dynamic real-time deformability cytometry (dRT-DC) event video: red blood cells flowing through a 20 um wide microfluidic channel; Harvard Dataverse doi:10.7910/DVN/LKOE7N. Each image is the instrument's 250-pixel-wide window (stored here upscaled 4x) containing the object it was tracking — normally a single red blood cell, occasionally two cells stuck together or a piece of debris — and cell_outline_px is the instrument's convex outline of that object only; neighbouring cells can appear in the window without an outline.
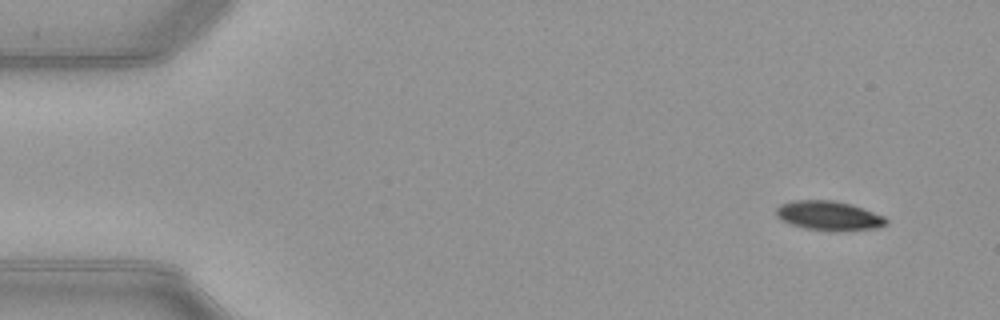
{"species": "common noctule bat (a hibernating species)", "species_latin": "Nyctalus noctula", "temperature_condition": "warm", "stored_images_in_passage": 51, "camera_frame_rate_fps": 3000, "um_per_image_px": 0.085, "animal": {"sex": "female", "body_mass_g": 21.9}, "frame": {"image": 1, "passage_image": 3, "time_ms": 0.667, "image_size_px": [1000, 320], "cell_outline_px": [[888, 224], [880, 228], [844, 232], [832, 232], [804, 228], [780, 220], [776, 216], [776, 208], [780, 204], [792, 200], [832, 200], [848, 204], [884, 216], [888, 220]], "centroid_in_image_um": [70.45, 18.36], "position_along_channel_um": 14.5, "area_um2": 19.13}}
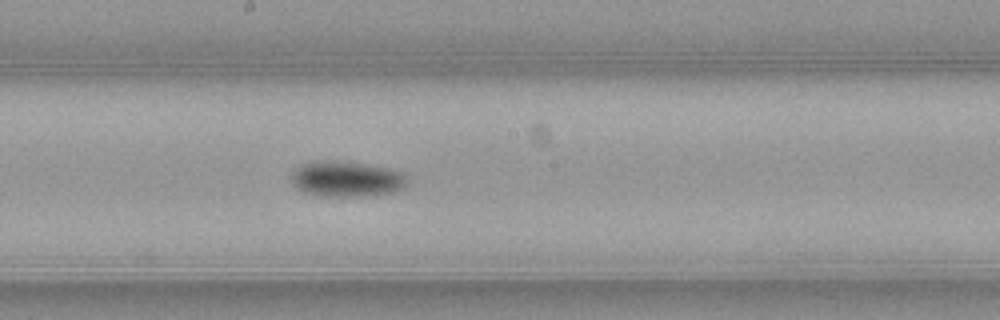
{"frame": {"image": 2, "passage_image": 27, "time_ms": 8.667, "image_size_px": [1000, 320], "cell_outline_px": [[408, 180], [404, 188], [396, 192], [364, 196], [316, 196], [304, 192], [296, 188], [292, 184], [292, 172], [300, 164], [316, 160], [344, 160], [392, 168], [404, 172], [408, 176]], "centroid_in_image_um": [29.49, 15.19], "position_along_channel_um": 218.7, "area_um2": 24.85}}
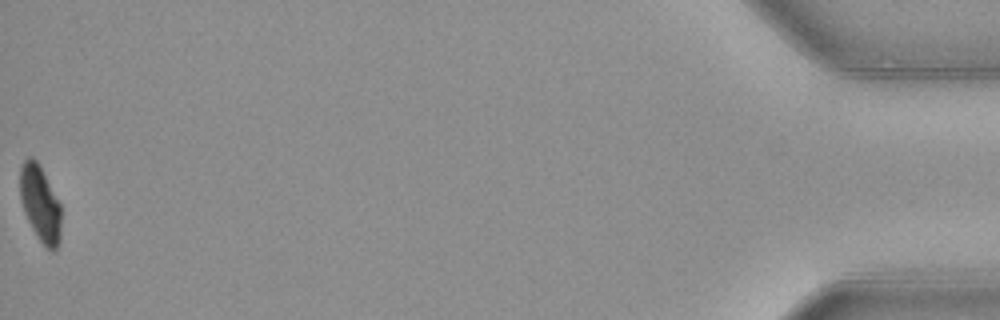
{"frame": {"image": 3, "passage_image": 51, "time_ms": 16.667, "image_size_px": [1000, 320], "cell_outline_px": [[60, 240], [56, 248], [52, 252], [40, 240], [32, 228], [24, 212], [20, 200], [20, 168], [24, 160], [28, 156], [32, 156], [40, 164], [60, 204]], "centroid_in_image_um": [3.4, 17.26], "position_along_channel_um": 431.8, "area_um2": 18.15}, "authors_computed_cell_mechanics": {"area_um2": 21.0392, "velocity_mm_per_s": 3.9792, "shape_relaxation_time_tau1_ms": 2.5025, "shape_relaxation_time_tau2_ms": null, "deformation_change_tau1": 0.1176, "deformation_change_tau2": null}}